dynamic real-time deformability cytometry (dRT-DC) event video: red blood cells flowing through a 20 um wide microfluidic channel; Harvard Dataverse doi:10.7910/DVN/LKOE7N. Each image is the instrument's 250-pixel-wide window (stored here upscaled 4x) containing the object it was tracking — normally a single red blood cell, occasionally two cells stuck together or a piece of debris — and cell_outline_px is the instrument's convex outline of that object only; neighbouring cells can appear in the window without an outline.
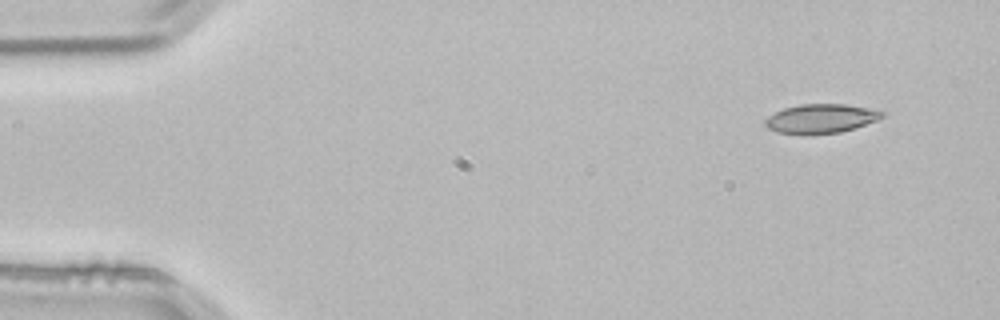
{"species": "common noctule bat (a hibernating species)", "species_latin": "Nyctalus noctula", "temperature_condition": "room temperature", "stored_images_in_passage": 3, "camera_frame_rate_fps": 3000, "um_per_image_px": 0.085, "animal": {"sex": "male", "body_mass_g": 21.5, "forearm_length_mm": 52.0}, "frame": {"image": 1, "passage_image": 1, "time_ms": 0.0, "image_size_px": [1000, 320], "cell_outline_px": [[888, 112], [884, 116], [876, 120], [840, 132], [804, 136], [800, 136], [776, 132], [768, 128], [764, 124], [764, 120], [768, 116], [784, 108], [800, 104], [844, 104], [868, 108]], "centroid_in_image_um": [69.72, 10.1], "position_along_channel_um": 15.3, "area_um2": 20.11}}
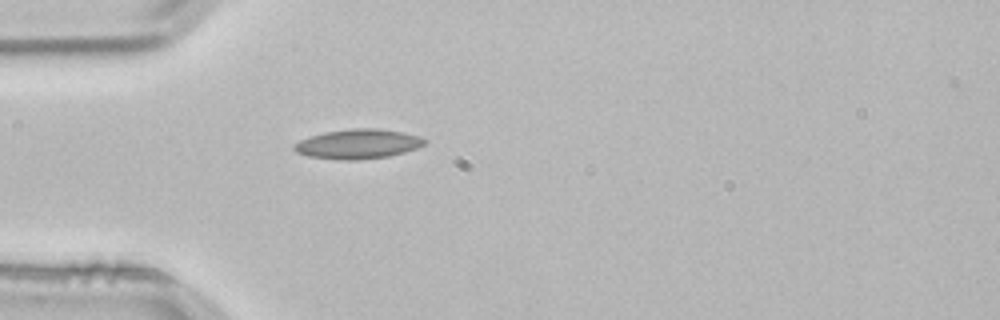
{"frame": {"image": 2, "passage_image": 3, "time_ms": 0.667, "image_size_px": [1000, 320], "cell_outline_px": [[428, 140], [424, 144], [416, 148], [404, 152], [388, 156], [360, 160], [340, 160], [308, 156], [296, 152], [292, 148], [292, 144], [300, 140], [324, 132], [352, 128], [376, 128], [404, 132], [420, 136]], "centroid_in_image_um": [30.42, 12.24], "position_along_channel_um": 54.6, "area_um2": 22.6}}